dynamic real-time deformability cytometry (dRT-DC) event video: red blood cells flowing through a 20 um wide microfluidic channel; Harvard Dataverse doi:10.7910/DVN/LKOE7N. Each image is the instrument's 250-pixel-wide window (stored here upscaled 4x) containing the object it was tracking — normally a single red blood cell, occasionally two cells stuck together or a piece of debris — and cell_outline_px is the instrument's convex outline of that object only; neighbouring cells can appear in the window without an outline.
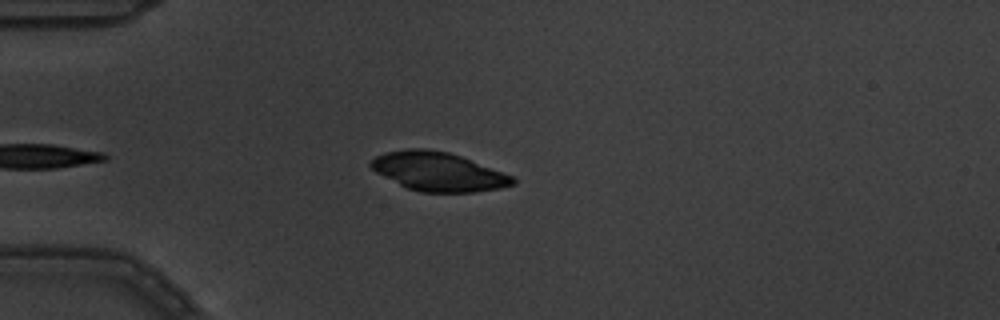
{"species": "common noctule bat (a hibernating species)", "species_latin": "Nyctalus noctula", "temperature_condition": "warm", "stored_images_in_passage": 6, "segment_of_instrument_passage": [2, 2], "camera_frame_rate_fps": 3000, "um_per_image_px": 0.085, "animal": {"sex": "male", "body_mass_g": 19.5, "forearm_length_mm": 54.6}, "frame": {"image": 1, "passage_image": 6, "time_ms": 1.667, "image_size_px": [1000, 320], "cell_outline_px": [[516, 184], [500, 188], [472, 192], [420, 192], [408, 188], [376, 172], [368, 164], [376, 156], [384, 152], [408, 148], [428, 148], [448, 152], [460, 156], [512, 176], [516, 180]], "centroid_in_image_um": [37.23, 14.58], "position_along_channel_um": 47.8, "area_um2": 31.79}}